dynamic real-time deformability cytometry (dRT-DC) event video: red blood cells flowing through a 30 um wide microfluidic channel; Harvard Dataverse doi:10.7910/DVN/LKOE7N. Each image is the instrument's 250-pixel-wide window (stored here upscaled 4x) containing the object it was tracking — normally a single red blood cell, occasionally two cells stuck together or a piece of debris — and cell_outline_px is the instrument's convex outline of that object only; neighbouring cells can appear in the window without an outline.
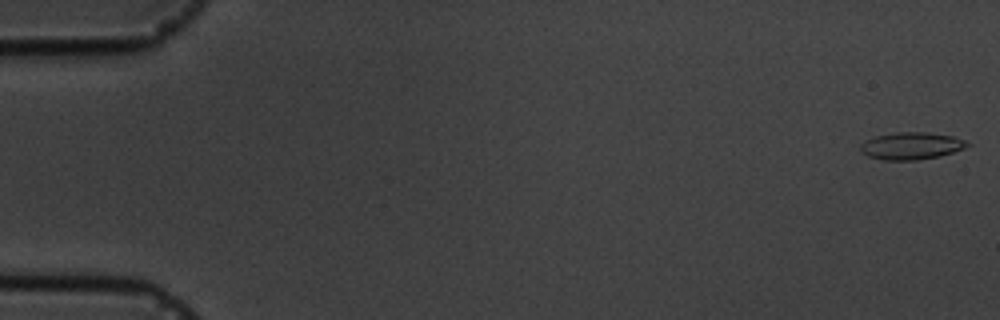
{"species": "common noctule bat (a hibernating species)", "species_latin": "Nyctalus noctula", "temperature_condition": "cold", "stored_images_in_passage": 16, "camera_frame_rate_fps": 3000, "um_per_image_px": 0.085, "animal": {"sex": "male", "body_mass_g": 19.5, "forearm_length_mm": 54.6}, "frame": {"image": 1, "passage_image": 1, "time_ms": 0.0, "image_size_px": [1000, 320], "cell_outline_px": [[972, 144], [964, 148], [940, 156], [916, 160], [884, 160], [868, 156], [860, 152], [860, 144], [864, 140], [876, 136], [896, 132], [928, 132], [952, 136], [964, 140]], "centroid_in_image_um": [77.43, 12.39], "position_along_channel_um": 7.6, "area_um2": 16.99}}
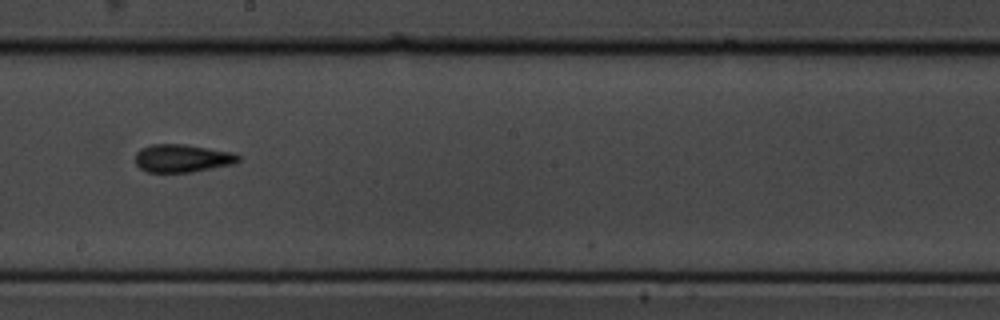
{"frame": {"image": 2, "passage_image": 9, "time_ms": 10.333, "image_size_px": [1000, 320], "cell_outline_px": [[240, 160], [232, 164], [192, 172], [148, 172], [140, 168], [136, 164], [136, 152], [140, 148], [152, 144], [184, 144], [232, 152], [240, 156]], "centroid_in_image_um": [15.47, 13.45], "position_along_channel_um": 232.7, "area_um2": 16.7}}
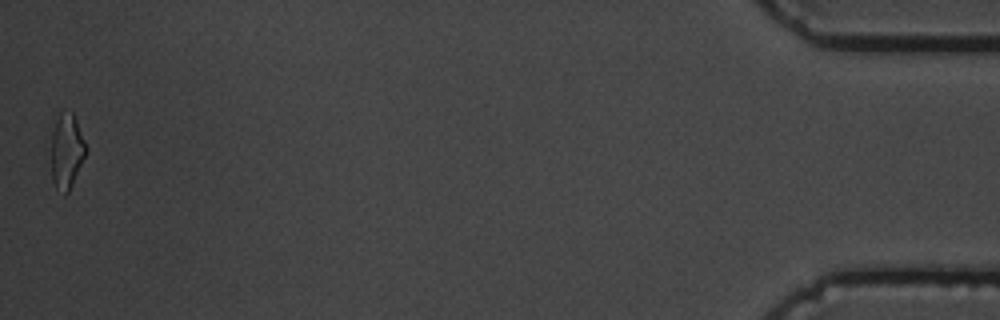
{"frame": {"image": 3, "passage_image": 16, "time_ms": 18.333, "image_size_px": [1000, 320], "cell_outline_px": [[88, 152], [68, 192], [64, 196], [56, 188], [52, 180], [52, 132], [56, 120], [60, 112], [72, 112], [76, 120], [88, 148]], "centroid_in_image_um": [5.69, 12.87], "position_along_channel_um": 429.5, "area_um2": 15.2}, "authors_computed_cell_mechanics": {"area_um2": 16.0684, "velocity_mm_per_s": 3.5906, "shape_relaxation_time_tau1_ms": 3.9882, "shape_relaxation_time_tau2_ms": 3.0186, "deformation_change_tau1": 0.1023, "deformation_change_tau2": 0.0759}}